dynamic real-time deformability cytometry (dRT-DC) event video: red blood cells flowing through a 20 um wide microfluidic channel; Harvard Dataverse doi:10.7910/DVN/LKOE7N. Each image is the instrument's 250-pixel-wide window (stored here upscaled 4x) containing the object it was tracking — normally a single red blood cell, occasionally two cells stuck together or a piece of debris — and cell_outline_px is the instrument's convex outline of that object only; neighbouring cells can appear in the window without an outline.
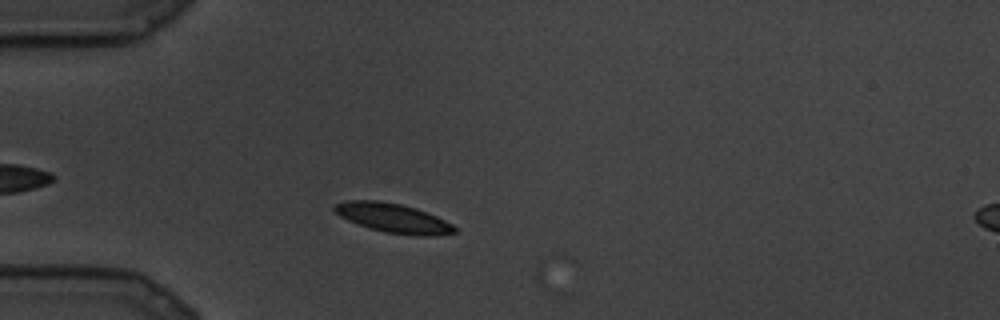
{"species": "common noctule bat (a hibernating species)", "species_latin": "Nyctalus noctula", "temperature_condition": "cold", "stored_images_in_passage": 2, "camera_frame_rate_fps": 3000, "um_per_image_px": 0.085, "animal": {"sex": "male", "body_mass_g": 19.5, "forearm_length_mm": 54.6}, "frame": {"image": 1, "passage_image": 1, "time_ms": 0.0, "image_size_px": [1000, 320], "cell_outline_px": [[456, 232], [436, 236], [416, 236], [384, 232], [348, 220], [340, 216], [332, 208], [336, 204], [344, 200], [376, 200], [400, 204], [416, 208], [436, 216], [452, 224], [456, 228]], "centroid_in_image_um": [33.43, 18.53], "position_along_channel_um": 51.6, "area_um2": 20.35}}